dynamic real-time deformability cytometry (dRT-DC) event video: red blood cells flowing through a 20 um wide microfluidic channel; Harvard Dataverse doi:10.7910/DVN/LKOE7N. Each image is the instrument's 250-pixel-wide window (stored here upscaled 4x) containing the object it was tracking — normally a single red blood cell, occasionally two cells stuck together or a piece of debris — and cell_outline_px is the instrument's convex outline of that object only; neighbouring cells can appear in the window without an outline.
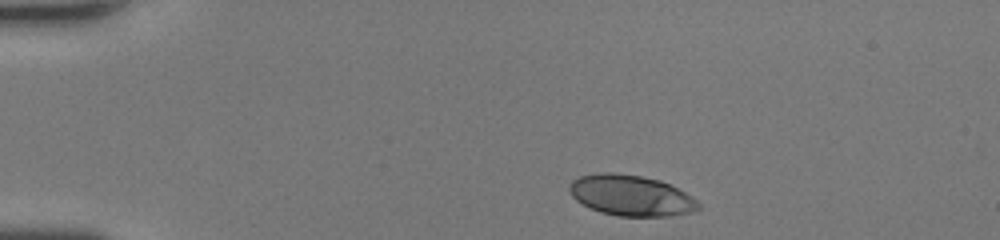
{"species": "human", "species_latin": "Homo sapiens", "temperature_condition": "room temperature", "stored_images_in_passage": 34, "camera_frame_rate_fps": 3000, "um_per_image_px": 0.085, "donor": {"sex": "female"}, "frame": {"image": 1, "passage_image": 1, "time_ms": 0.0, "image_size_px": [1000, 240], "cell_outline_px": [[700, 208], [692, 212], [668, 216], [620, 216], [600, 212], [588, 208], [576, 200], [572, 196], [568, 188], [568, 184], [572, 180], [580, 176], [600, 172], [612, 172], [640, 176], [660, 180], [692, 196], [700, 204]], "centroid_in_image_um": [53.6, 16.61], "position_along_channel_um": 31.4, "area_um2": 30.69}}
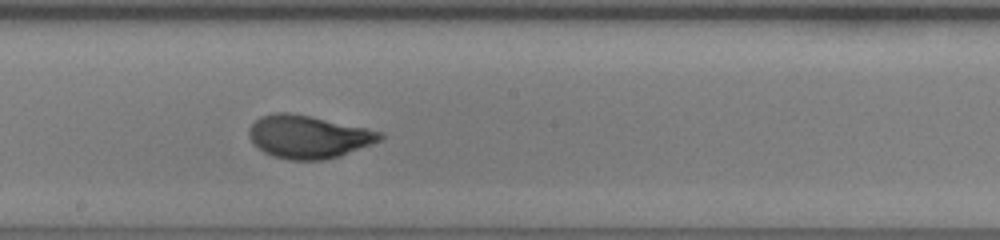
{"frame": {"image": 2, "passage_image": 19, "time_ms": 6.0, "image_size_px": [1000, 240], "cell_outline_px": [[384, 136], [380, 140], [372, 144], [340, 156], [324, 160], [288, 160], [272, 156], [264, 152], [248, 136], [248, 128], [260, 116], [272, 112], [288, 112], [312, 116], [384, 132]], "centroid_in_image_um": [26.21, 11.62], "position_along_channel_um": 222.0, "area_um2": 32.89}}
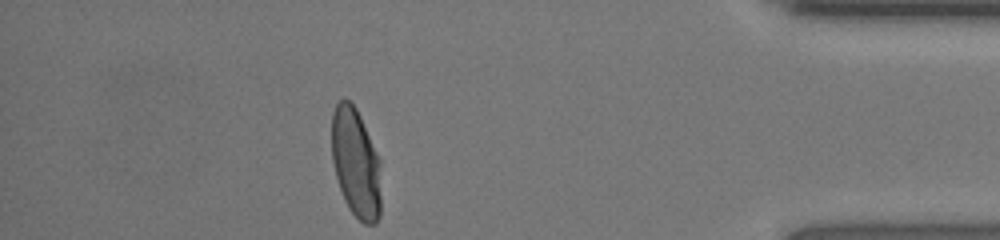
{"frame": {"image": 3, "passage_image": 34, "time_ms": 11.0, "image_size_px": [1000, 240], "cell_outline_px": [[380, 216], [376, 224], [364, 224], [348, 208], [344, 200], [336, 176], [332, 160], [332, 112], [336, 104], [344, 96], [356, 108], [360, 116], [380, 160]], "centroid_in_image_um": [30.24, 13.86], "position_along_channel_um": 405.0, "area_um2": 31.44}, "authors_computed_cell_mechanics": {"area_um2": 32.1079, "velocity_mm_per_s": 4.4481, "shape_relaxation_time_tau1_ms": 2.7088, "shape_relaxation_time_tau2_ms": null, "deformation_change_tau1": 0.1839, "deformation_change_tau2": null}}